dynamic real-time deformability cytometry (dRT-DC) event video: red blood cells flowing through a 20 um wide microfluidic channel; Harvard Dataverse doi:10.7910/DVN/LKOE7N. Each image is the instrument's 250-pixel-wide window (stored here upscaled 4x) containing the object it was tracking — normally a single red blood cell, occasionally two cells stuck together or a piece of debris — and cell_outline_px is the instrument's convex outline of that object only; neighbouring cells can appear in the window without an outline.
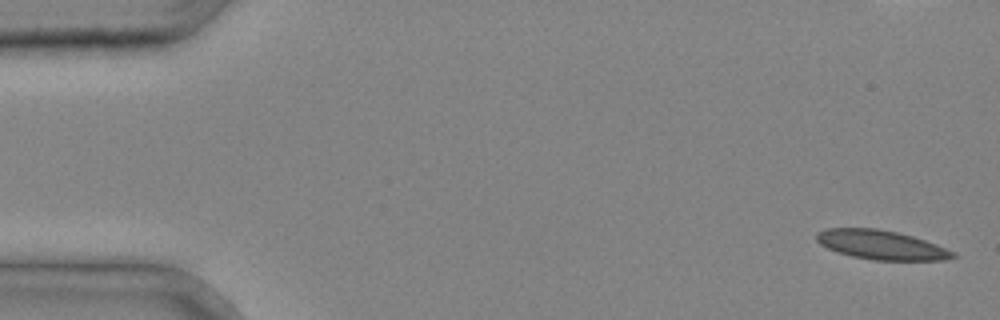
{"species": "common noctule bat (a hibernating species)", "species_latin": "Nyctalus noctula", "temperature_condition": "cold", "stored_images_in_passage": 37, "camera_frame_rate_fps": 3000, "um_per_image_px": 0.085, "animal": {"sex": "male", "body_mass_g": 20.4}, "frame": {"image": 1, "passage_image": 1, "time_ms": 0.0, "image_size_px": [1000, 320], "cell_outline_px": [[960, 256], [944, 260], [872, 260], [852, 256], [836, 252], [820, 244], [816, 240], [816, 232], [824, 228], [876, 228], [896, 232], [912, 236], [936, 244], [956, 252]], "centroid_in_image_um": [74.9, 20.82], "position_along_channel_um": 10.1, "area_um2": 23.35}}
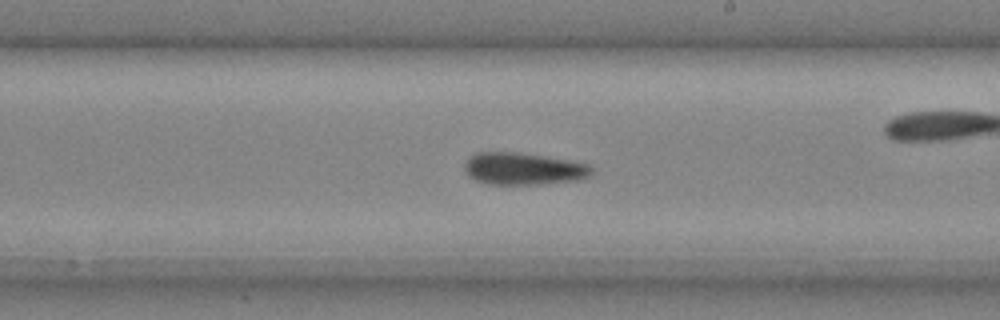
{"frame": {"image": 2, "passage_image": 22, "time_ms": 7.0, "image_size_px": [1000, 320], "cell_outline_px": [[592, 172], [588, 176], [576, 180], [536, 184], [488, 184], [476, 180], [468, 176], [464, 168], [464, 164], [468, 156], [476, 152], [520, 152], [568, 160], [588, 164], [592, 168]], "centroid_in_image_um": [44.42, 14.33], "position_along_channel_um": 244.6, "area_um2": 23.76}}
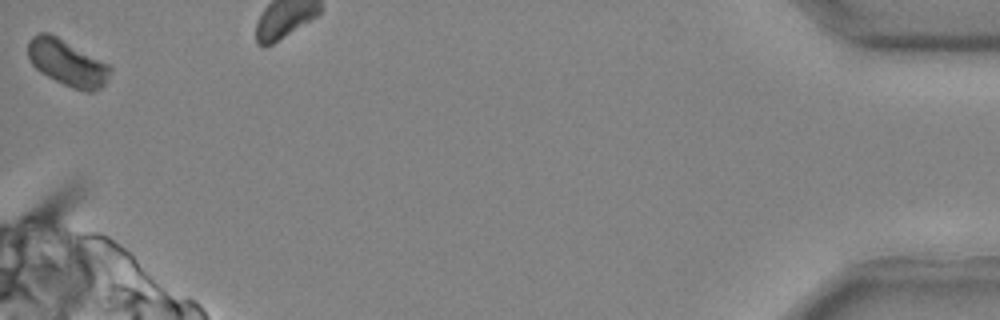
{"frame": {"image": 3, "passage_image": 37, "time_ms": 12.0, "image_size_px": [1000, 320], "cell_outline_px": [[112, 72], [104, 84], [100, 88], [92, 92], [84, 92], [72, 88], [48, 76], [36, 68], [32, 64], [28, 56], [28, 40], [32, 36], [40, 32], [48, 32], [56, 36], [108, 64], [112, 68]], "centroid_in_image_um": [5.72, 5.35], "position_along_channel_um": 429.5, "area_um2": 21.85}}